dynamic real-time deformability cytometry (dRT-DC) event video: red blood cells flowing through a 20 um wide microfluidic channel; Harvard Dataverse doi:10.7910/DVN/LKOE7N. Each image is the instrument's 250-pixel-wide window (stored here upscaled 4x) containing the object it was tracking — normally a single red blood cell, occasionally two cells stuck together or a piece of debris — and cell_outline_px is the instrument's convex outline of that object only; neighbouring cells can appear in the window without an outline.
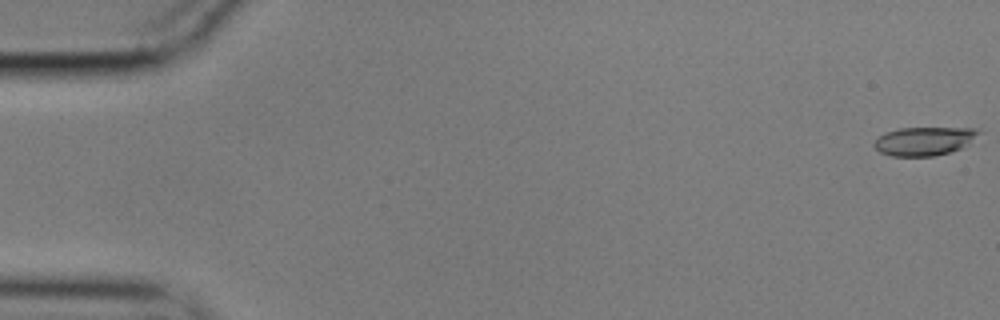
{"species": "common noctule bat (a hibernating species)", "species_latin": "Nyctalus noctula", "temperature_condition": "cold", "stored_images_in_passage": 14, "camera_frame_rate_fps": 3000, "um_per_image_px": 0.085, "animal": {"sex": "male", "body_mass_g": 17.9}, "frame": {"image": 1, "passage_image": 1, "time_ms": 0.0, "image_size_px": [1000, 320], "cell_outline_px": [[980, 132], [968, 144], [960, 148], [948, 152], [932, 156], [892, 156], [880, 152], [872, 144], [880, 136], [888, 132], [900, 128], [976, 128]], "centroid_in_image_um": [78.54, 11.99], "position_along_channel_um": 6.5, "area_um2": 17.05}}